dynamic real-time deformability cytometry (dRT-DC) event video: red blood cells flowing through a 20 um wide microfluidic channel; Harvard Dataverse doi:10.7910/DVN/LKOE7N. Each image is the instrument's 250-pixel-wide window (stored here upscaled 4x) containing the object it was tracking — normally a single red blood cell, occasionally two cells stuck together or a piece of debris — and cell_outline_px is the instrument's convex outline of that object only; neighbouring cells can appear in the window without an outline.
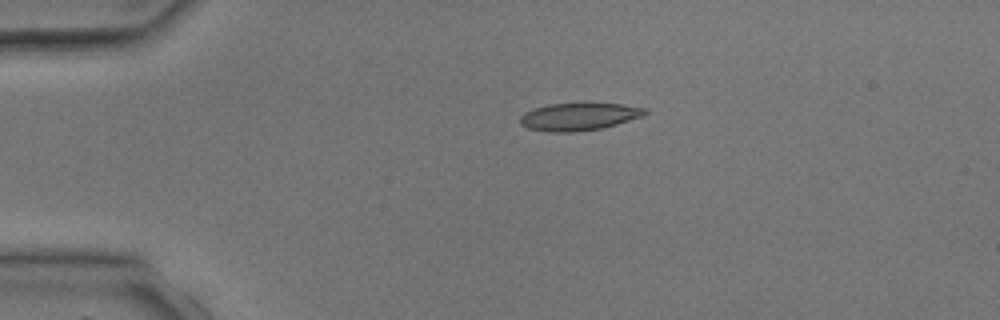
{"species": "common noctule bat (a hibernating species)", "species_latin": "Nyctalus noctula", "temperature_condition": "room temperature", "stored_images_in_passage": 3, "camera_frame_rate_fps": 3000, "um_per_image_px": 0.085, "animal": {"sex": "male", "body_mass_g": 17.9, "forearm_length_mm": 54.2}, "frame": {"image": 1, "passage_image": 3, "time_ms": 2.667, "image_size_px": [1000, 320], "cell_outline_px": [[648, 112], [644, 116], [616, 124], [600, 128], [572, 132], [548, 132], [528, 128], [520, 124], [520, 116], [524, 112], [548, 104], [620, 104], [648, 108]], "centroid_in_image_um": [49.21, 9.92], "position_along_channel_um": 35.8, "area_um2": 19.83}}